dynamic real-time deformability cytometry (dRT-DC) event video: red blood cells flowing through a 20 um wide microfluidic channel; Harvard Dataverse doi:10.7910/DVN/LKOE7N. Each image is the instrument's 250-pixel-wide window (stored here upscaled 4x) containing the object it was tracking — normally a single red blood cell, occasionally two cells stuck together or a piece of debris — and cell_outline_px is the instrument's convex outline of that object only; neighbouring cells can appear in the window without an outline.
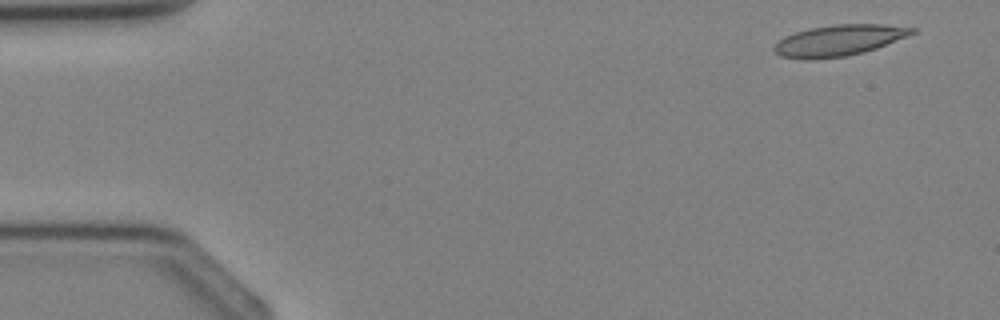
{"species": "Egyptian fruit bat (a non-hibernating species)", "species_latin": "Rousettus aegyptiacus", "temperature_condition": "cold", "stored_images_in_passage": 4, "camera_frame_rate_fps": 3000, "um_per_image_px": 0.085, "animal": {"sex": "female"}, "frame": {"image": 1, "passage_image": 1, "time_ms": 0.0, "image_size_px": [1000, 320], "cell_outline_px": [[916, 32], [908, 36], [876, 48], [864, 52], [848, 56], [808, 60], [780, 56], [772, 48], [780, 40], [796, 32], [812, 28], [836, 24], [884, 24], [916, 28]], "centroid_in_image_um": [71.34, 3.44], "position_along_channel_um": 13.7, "area_um2": 24.74}}
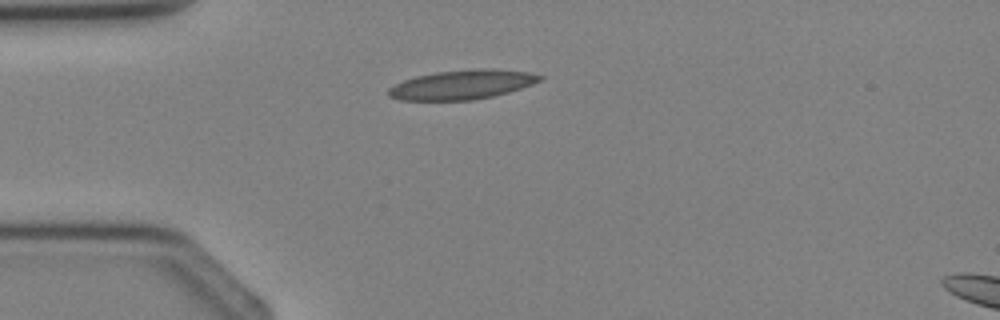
{"frame": {"image": 2, "passage_image": 3, "time_ms": 2.333, "image_size_px": [1000, 320], "cell_outline_px": [[544, 80], [508, 92], [492, 96], [472, 100], [400, 100], [388, 96], [388, 88], [404, 80], [416, 76], [436, 72], [528, 72], [544, 76]], "centroid_in_image_um": [39.19, 7.26], "position_along_channel_um": 45.8, "area_um2": 24.33}}